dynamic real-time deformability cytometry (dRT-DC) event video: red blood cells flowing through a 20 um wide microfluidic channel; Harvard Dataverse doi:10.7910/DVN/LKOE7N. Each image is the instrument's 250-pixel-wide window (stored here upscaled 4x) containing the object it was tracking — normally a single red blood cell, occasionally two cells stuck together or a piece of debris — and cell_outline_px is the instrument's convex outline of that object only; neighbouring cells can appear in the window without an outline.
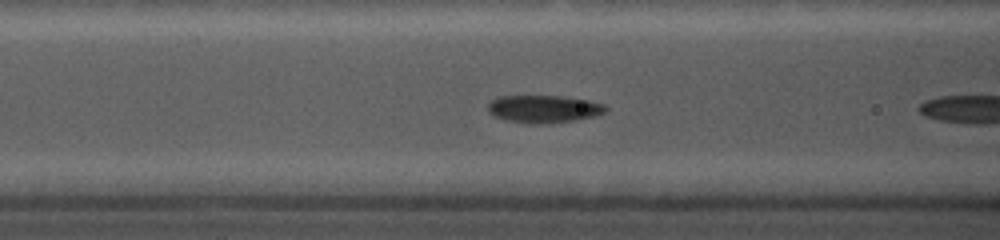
{"species": "common noctule bat (a hibernating species)", "species_latin": "Nyctalus noctula", "temperature_condition": "cold", "stored_images_in_passage": 17, "camera_frame_rate_fps": 5000, "um_per_image_px": 0.085, "animal": {"sex": "female", "body_mass_g": 19.0, "forearm_length_mm": 56.7}, "frame": {"image": 1, "passage_image": 10, "time_ms": 1.8, "image_size_px": [1000, 240], "cell_outline_px": [[608, 108], [604, 112], [596, 116], [576, 120], [548, 124], [532, 124], [508, 120], [492, 116], [488, 112], [488, 104], [496, 96], [564, 96], [588, 100], [604, 104]], "centroid_in_image_um": [46.22, 9.26], "position_along_channel_um": 120.4, "area_um2": 19.13}}